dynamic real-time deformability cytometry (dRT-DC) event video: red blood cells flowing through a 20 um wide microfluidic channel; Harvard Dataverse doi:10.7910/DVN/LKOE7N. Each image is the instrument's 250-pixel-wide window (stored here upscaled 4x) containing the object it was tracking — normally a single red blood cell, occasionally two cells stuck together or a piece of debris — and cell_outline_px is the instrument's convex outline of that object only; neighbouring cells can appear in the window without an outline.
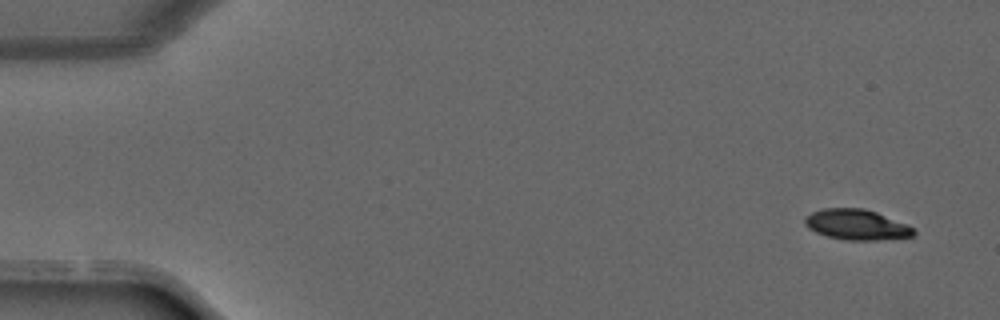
{"species": "common noctule bat (a hibernating species)", "species_latin": "Nyctalus noctula", "temperature_condition": "warm", "stored_images_in_passage": 26, "camera_frame_rate_fps": 3000, "um_per_image_px": 0.085, "animal": {"sex": "male", "forearm_length_mm": 52.5}, "frame": {"image": 1, "passage_image": 1, "time_ms": 0.0, "image_size_px": [1000, 320], "cell_outline_px": [[916, 232], [912, 236], [876, 240], [848, 240], [828, 236], [816, 232], [808, 228], [804, 224], [804, 220], [812, 212], [824, 208], [864, 208], [876, 212], [908, 224], [916, 228]], "centroid_in_image_um": [72.84, 19.09], "position_along_channel_um": 12.2, "area_um2": 19.25}}
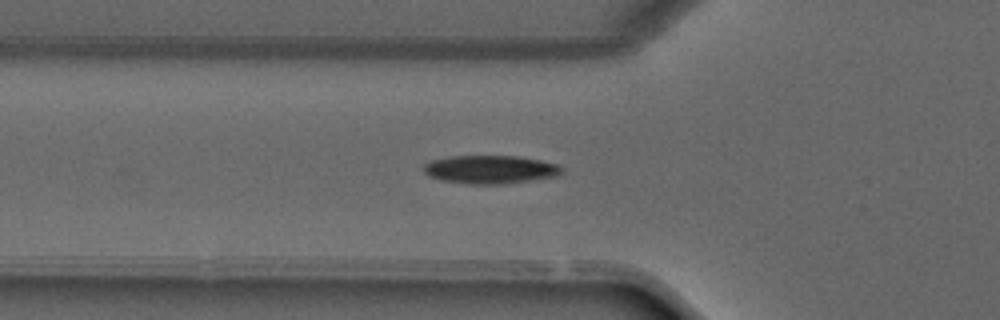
{"frame": {"image": 2, "passage_image": 13, "time_ms": 4.0, "image_size_px": [1000, 320], "cell_outline_px": [[564, 172], [556, 176], [504, 184], [468, 184], [440, 180], [428, 176], [424, 172], [424, 164], [432, 160], [452, 156], [516, 156], [540, 160], [556, 164], [564, 168]], "centroid_in_image_um": [41.67, 14.41], "position_along_channel_um": 84.1, "area_um2": 22.77}}
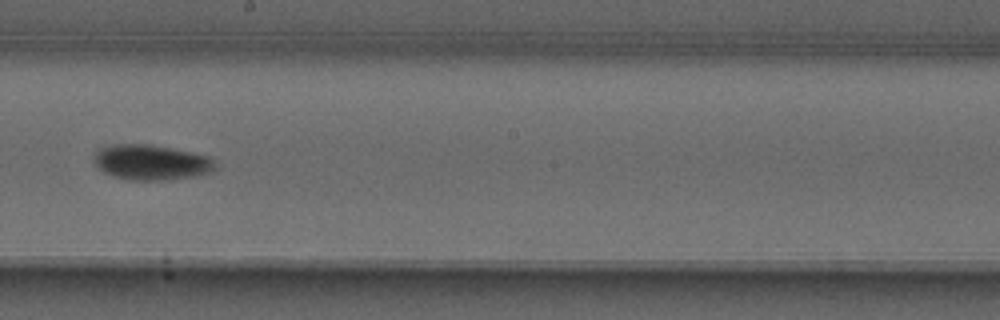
{"frame": {"image": 3, "passage_image": 22, "time_ms": 7.0, "image_size_px": [1000, 320], "cell_outline_px": [[212, 172], [192, 176], [160, 180], [132, 180], [116, 176], [104, 172], [96, 164], [92, 156], [100, 148], [116, 144], [148, 144], [208, 156], [212, 160]], "centroid_in_image_um": [12.78, 13.79], "position_along_channel_um": 235.4, "area_um2": 24.16}}